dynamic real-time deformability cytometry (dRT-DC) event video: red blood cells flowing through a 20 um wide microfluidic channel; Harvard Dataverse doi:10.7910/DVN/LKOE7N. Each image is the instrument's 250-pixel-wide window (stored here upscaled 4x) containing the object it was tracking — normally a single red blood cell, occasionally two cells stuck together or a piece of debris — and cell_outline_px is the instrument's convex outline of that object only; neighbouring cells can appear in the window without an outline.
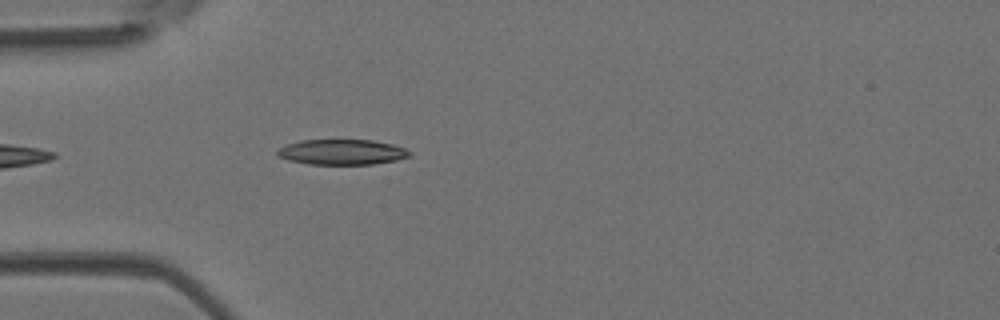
{"species": "Egyptian fruit bat (a non-hibernating species)", "species_latin": "Rousettus aegyptiacus", "temperature_condition": "room temperature", "stored_images_in_passage": 6, "camera_frame_rate_fps": 3000, "um_per_image_px": 0.085, "animal": {"sex": "female"}, "frame": {"image": 1, "passage_image": 3, "time_ms": 0.667, "image_size_px": [1000, 320], "cell_outline_px": [[412, 156], [396, 160], [372, 164], [308, 164], [288, 160], [276, 156], [276, 148], [300, 140], [372, 140], [392, 144], [404, 148], [412, 152]], "centroid_in_image_um": [29.04, 12.92], "position_along_channel_um": 56.0, "area_um2": 19.65}}